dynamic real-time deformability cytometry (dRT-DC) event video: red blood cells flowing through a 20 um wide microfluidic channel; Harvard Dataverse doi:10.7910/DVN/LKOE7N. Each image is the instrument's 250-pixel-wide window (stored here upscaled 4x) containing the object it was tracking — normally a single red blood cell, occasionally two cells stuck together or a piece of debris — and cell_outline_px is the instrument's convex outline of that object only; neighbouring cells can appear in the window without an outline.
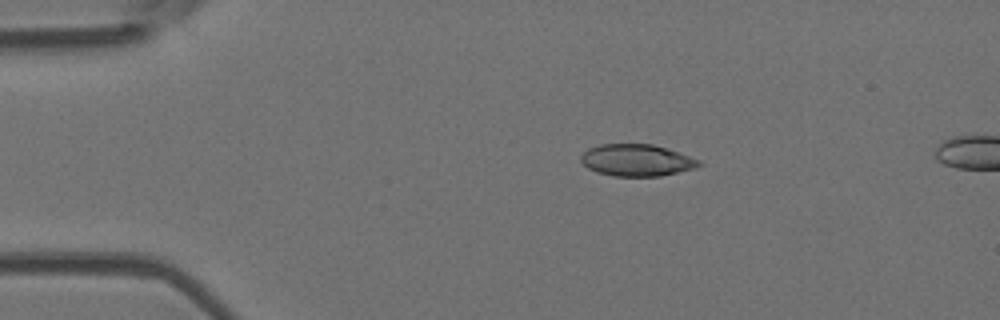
{"species": "Egyptian fruit bat (a non-hibernating species)", "species_latin": "Rousettus aegyptiacus", "temperature_condition": "room temperature", "stored_images_in_passage": 5, "camera_frame_rate_fps": 3000, "um_per_image_px": 0.085, "animal": {"sex": "female"}, "frame": {"image": 1, "passage_image": 3, "time_ms": 3.0, "image_size_px": [1000, 320], "cell_outline_px": [[704, 164], [696, 168], [660, 176], [612, 176], [596, 172], [588, 168], [580, 160], [580, 156], [588, 148], [600, 144], [652, 144], [700, 160]], "centroid_in_image_um": [54.1, 13.62], "position_along_channel_um": 30.9, "area_um2": 21.85}}